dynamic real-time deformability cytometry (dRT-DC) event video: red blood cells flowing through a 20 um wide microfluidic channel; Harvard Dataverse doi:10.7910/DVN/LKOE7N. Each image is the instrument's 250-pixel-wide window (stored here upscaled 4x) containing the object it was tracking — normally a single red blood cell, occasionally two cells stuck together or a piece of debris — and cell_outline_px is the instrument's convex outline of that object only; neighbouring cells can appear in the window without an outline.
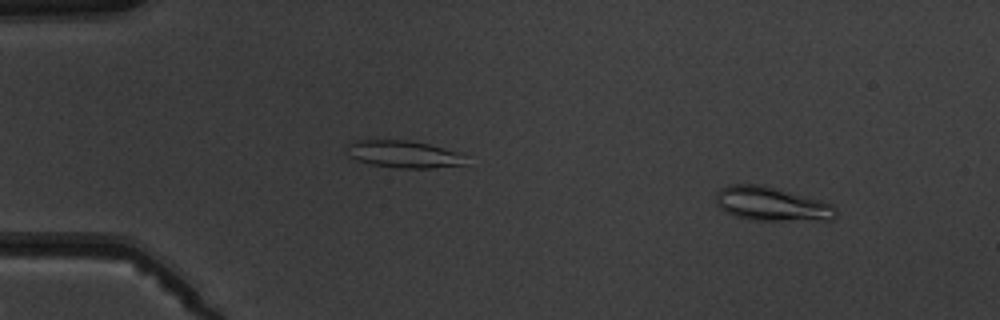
{"species": "common noctule bat (a hibernating species)", "species_latin": "Nyctalus noctula", "temperature_condition": "warm", "stored_images_in_passage": 4, "camera_frame_rate_fps": 3000, "um_per_image_px": 0.085, "animal": {"sex": "male", "body_mass_g": 19.5, "forearm_length_mm": 54.6}, "frame": {"image": 1, "passage_image": 1, "time_ms": 0.0, "image_size_px": [1000, 320], "cell_outline_px": [[836, 216], [832, 220], [752, 220], [736, 216], [724, 212], [716, 204], [716, 192], [720, 188], [732, 184], [764, 184], [820, 200], [832, 204], [836, 208]], "centroid_in_image_um": [65.57, 17.33], "position_along_channel_um": 19.4, "area_um2": 23.93}}
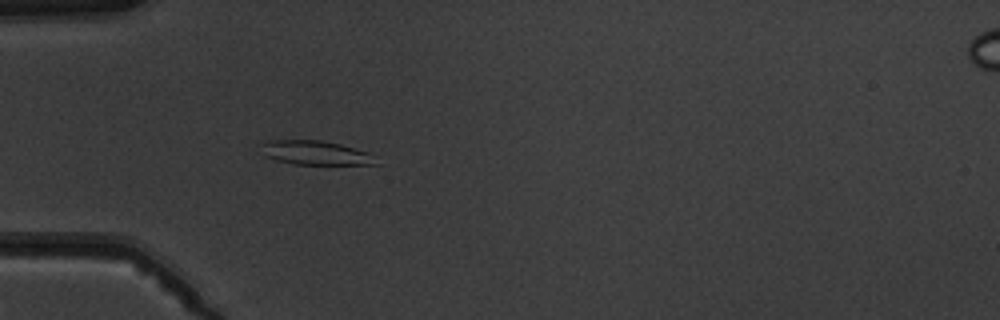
{"frame": {"image": 2, "passage_image": 4, "time_ms": 3.667, "image_size_px": [1000, 320], "cell_outline_px": [[380, 164], [292, 164], [276, 160], [264, 156], [260, 144], [268, 140], [320, 140], [340, 144], [368, 152]], "centroid_in_image_um": [26.76, 12.98], "position_along_channel_um": 58.2, "area_um2": 16.07}}